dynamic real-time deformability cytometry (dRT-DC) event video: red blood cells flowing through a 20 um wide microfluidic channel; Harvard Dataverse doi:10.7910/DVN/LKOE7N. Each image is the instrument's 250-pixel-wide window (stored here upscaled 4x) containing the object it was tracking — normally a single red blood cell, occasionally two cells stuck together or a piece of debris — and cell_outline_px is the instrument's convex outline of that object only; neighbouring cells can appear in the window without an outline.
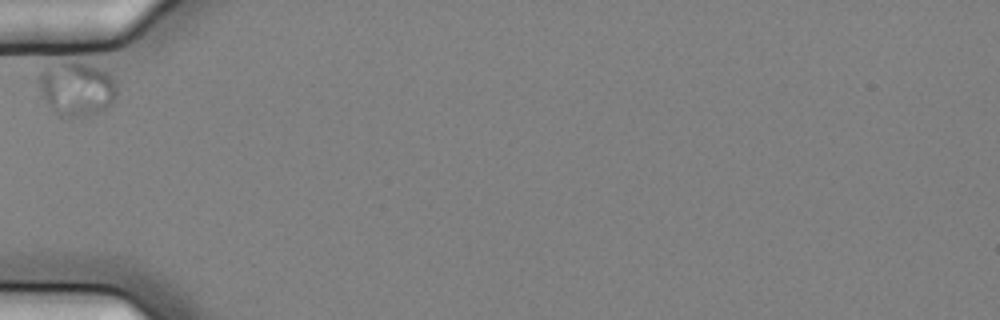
{"species": "common noctule bat (a hibernating species)", "species_latin": "Nyctalus noctula", "temperature_condition": "cold", "stored_images_in_passage": 3, "camera_frame_rate_fps": 3000, "um_per_image_px": 0.085, "animal": {"sex": "female", "body_mass_g": 25.1}, "frame": {"image": 1, "passage_image": 1, "time_ms": 0.0, "image_size_px": [1000, 320], "cell_outline_px": [[116, 96], [104, 108], [92, 116], [56, 116], [52, 112], [44, 100], [40, 84], [40, 68], [68, 60], [84, 60], [108, 72], [112, 76], [116, 84]], "centroid_in_image_um": [6.51, 7.5], "position_along_channel_um": 78.5, "area_um2": 25.03}}
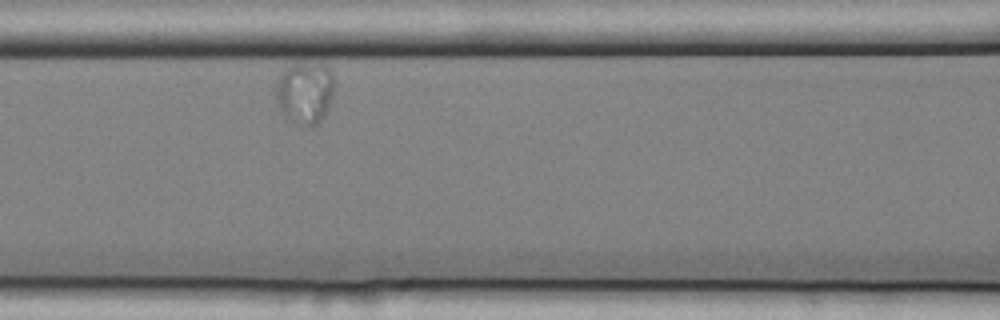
{"frame": {"image": 2, "passage_image": 3, "time_ms": 0.667, "image_size_px": [1000, 320], "cell_outline_px": [[336, 80], [332, 100], [324, 116], [312, 128], [292, 124], [280, 112], [276, 96], [276, 80], [280, 72], [284, 68], [292, 64], [324, 64], [332, 72]], "centroid_in_image_um": [25.92, 7.91], "position_along_channel_um": 140.7, "area_um2": 21.91}}